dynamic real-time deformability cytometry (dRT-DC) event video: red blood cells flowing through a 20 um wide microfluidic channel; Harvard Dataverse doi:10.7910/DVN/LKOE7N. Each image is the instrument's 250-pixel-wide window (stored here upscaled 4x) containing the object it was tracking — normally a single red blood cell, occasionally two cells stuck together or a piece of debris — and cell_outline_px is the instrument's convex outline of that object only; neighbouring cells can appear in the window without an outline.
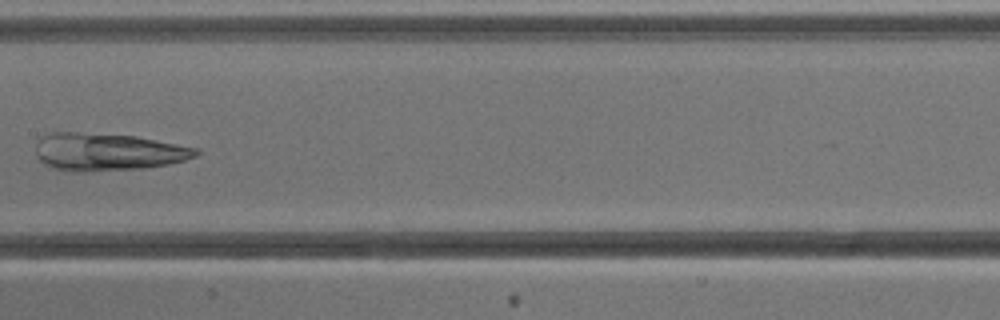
{"species": "common noctule bat (a hibernating species)", "species_latin": "Nyctalus noctula", "temperature_condition": "cold", "stored_images_in_passage": 9, "camera_frame_rate_fps": 3000, "um_per_image_px": 0.085, "animal": {"sex": "male", "body_mass_g": 13.3}, "frame": {"image": 1, "passage_image": 8, "time_ms": 9.333, "image_size_px": [1000, 320], "cell_outline_px": [[200, 152], [196, 156], [184, 160], [168, 164], [144, 168], [80, 172], [76, 172], [52, 168], [44, 164], [36, 156], [36, 140], [40, 136], [52, 132], [76, 132], [136, 136], [196, 148]], "centroid_in_image_um": [9.08, 12.91], "position_along_channel_um": 198.3, "area_um2": 35.08}}
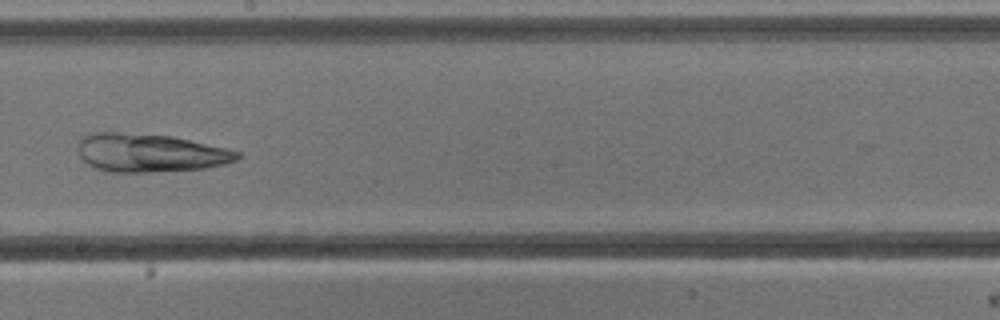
{"frame": {"image": 2, "passage_image": 9, "time_ms": 10.333, "image_size_px": [1000, 320], "cell_outline_px": [[240, 156], [236, 160], [224, 164], [204, 168], [144, 172], [108, 172], [96, 168], [88, 164], [80, 156], [80, 136], [88, 132], [116, 132], [172, 136], [224, 148], [240, 152]], "centroid_in_image_um": [12.7, 12.98], "position_along_channel_um": 235.5, "area_um2": 35.26}}